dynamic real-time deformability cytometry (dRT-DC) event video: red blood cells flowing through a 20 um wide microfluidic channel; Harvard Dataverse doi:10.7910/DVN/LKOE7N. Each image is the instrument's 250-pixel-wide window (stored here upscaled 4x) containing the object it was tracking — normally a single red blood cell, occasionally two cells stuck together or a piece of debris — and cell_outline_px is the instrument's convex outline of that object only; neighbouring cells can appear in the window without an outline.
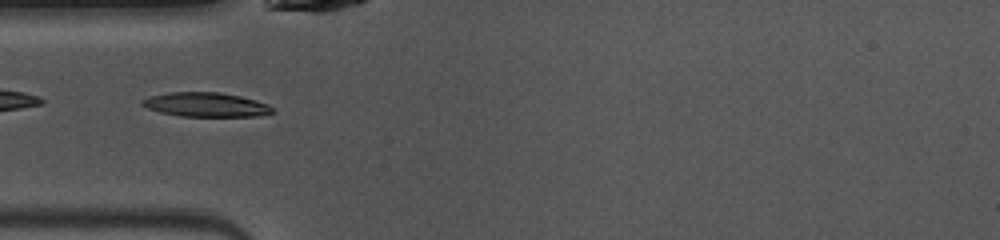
{"species": "common noctule bat (a hibernating species)", "species_latin": "Nyctalus noctula", "temperature_condition": "warm", "stored_images_in_passage": 34, "camera_frame_rate_fps": 3000, "um_per_image_px": 0.085, "animal": {"sex": "female", "body_mass_g": 10.0, "forearm_length_mm": 53.1}, "frame": {"image": 1, "passage_image": 13, "time_ms": 4.0, "image_size_px": [1000, 240], "cell_outline_px": [[276, 112], [260, 116], [180, 116], [160, 112], [148, 108], [140, 104], [140, 100], [152, 96], [172, 92], [220, 92], [240, 96], [256, 100], [268, 104]], "centroid_in_image_um": [17.53, 8.9], "position_along_channel_um": 67.5, "area_um2": 18.38}}
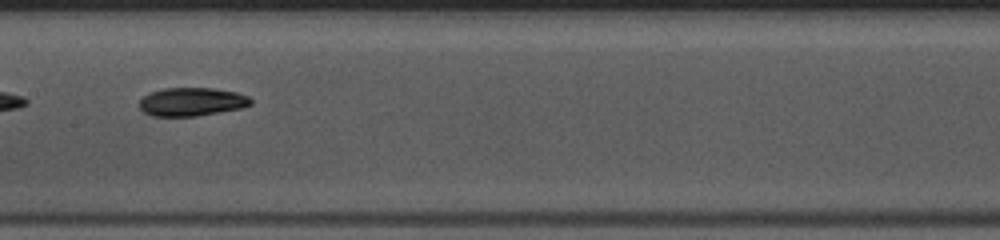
{"frame": {"image": 2, "passage_image": 22, "time_ms": 7.0, "image_size_px": [1000, 240], "cell_outline_px": [[252, 104], [240, 108], [196, 116], [152, 116], [144, 112], [140, 108], [140, 100], [144, 96], [152, 92], [164, 88], [212, 88], [236, 92], [248, 96], [252, 100]], "centroid_in_image_um": [16.3, 8.65], "position_along_channel_um": 191.1, "area_um2": 18.26}}
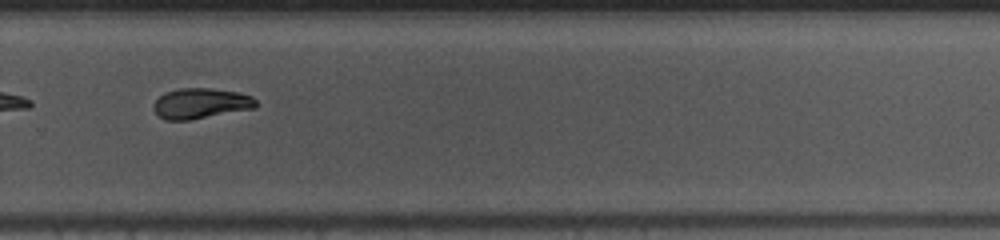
{"frame": {"image": 3, "passage_image": 31, "time_ms": 10.0, "image_size_px": [1000, 240], "cell_outline_px": [[256, 108], [188, 120], [164, 120], [152, 108], [152, 104], [164, 92], [180, 88], [208, 88], [240, 92], [252, 96], [256, 100]], "centroid_in_image_um": [17.06, 8.78], "position_along_channel_um": 312.7, "area_um2": 18.21}}